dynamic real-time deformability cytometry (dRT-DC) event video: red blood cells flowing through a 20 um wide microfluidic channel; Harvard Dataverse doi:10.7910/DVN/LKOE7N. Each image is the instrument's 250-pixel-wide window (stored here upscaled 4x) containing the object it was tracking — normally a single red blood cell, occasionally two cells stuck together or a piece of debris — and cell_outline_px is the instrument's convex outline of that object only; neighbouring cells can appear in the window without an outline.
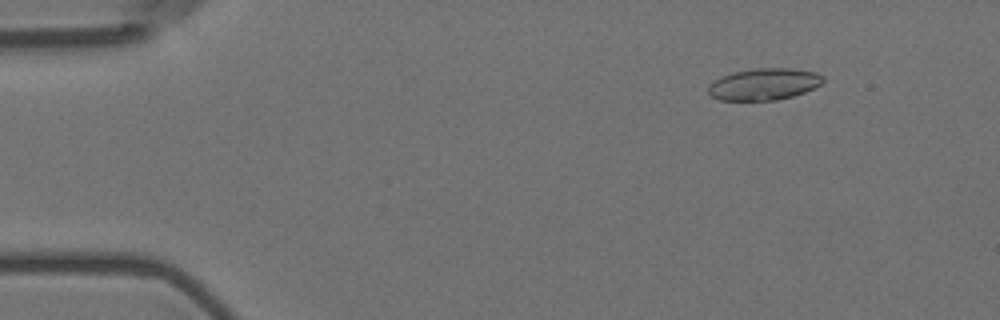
{"species": "Egyptian fruit bat (a non-hibernating species)", "species_latin": "Rousettus aegyptiacus", "temperature_condition": "room temperature", "stored_images_in_passage": 4, "camera_frame_rate_fps": 3000, "um_per_image_px": 0.085, "animal": {"sex": "female"}, "frame": {"image": 1, "passage_image": 2, "time_ms": 0.333, "image_size_px": [1000, 320], "cell_outline_px": [[824, 80], [820, 84], [804, 92], [792, 96], [776, 100], [720, 100], [712, 96], [708, 92], [708, 88], [720, 76], [732, 72], [756, 68], [792, 68], [816, 72], [824, 76]], "centroid_in_image_um": [64.95, 7.14], "position_along_channel_um": 20.0, "area_um2": 21.1}}
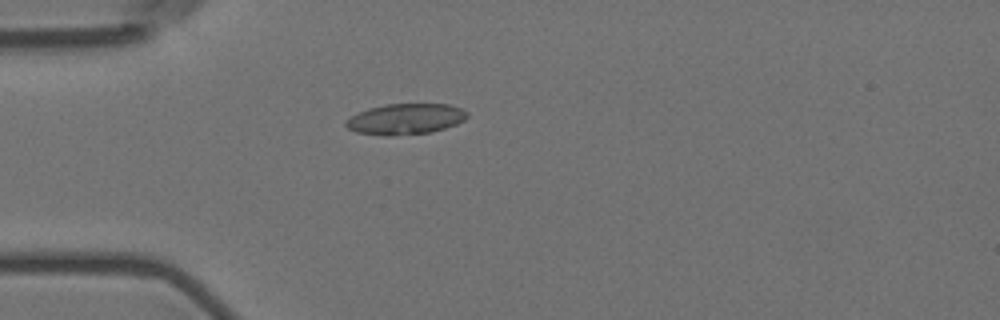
{"frame": {"image": 2, "passage_image": 4, "time_ms": 1.0, "image_size_px": [1000, 320], "cell_outline_px": [[468, 116], [464, 120], [456, 124], [432, 132], [392, 136], [388, 136], [356, 132], [348, 128], [344, 124], [344, 120], [368, 108], [384, 104], [448, 104], [460, 108], [468, 112]], "centroid_in_image_um": [34.46, 10.12], "position_along_channel_um": 50.5, "area_um2": 21.79}}